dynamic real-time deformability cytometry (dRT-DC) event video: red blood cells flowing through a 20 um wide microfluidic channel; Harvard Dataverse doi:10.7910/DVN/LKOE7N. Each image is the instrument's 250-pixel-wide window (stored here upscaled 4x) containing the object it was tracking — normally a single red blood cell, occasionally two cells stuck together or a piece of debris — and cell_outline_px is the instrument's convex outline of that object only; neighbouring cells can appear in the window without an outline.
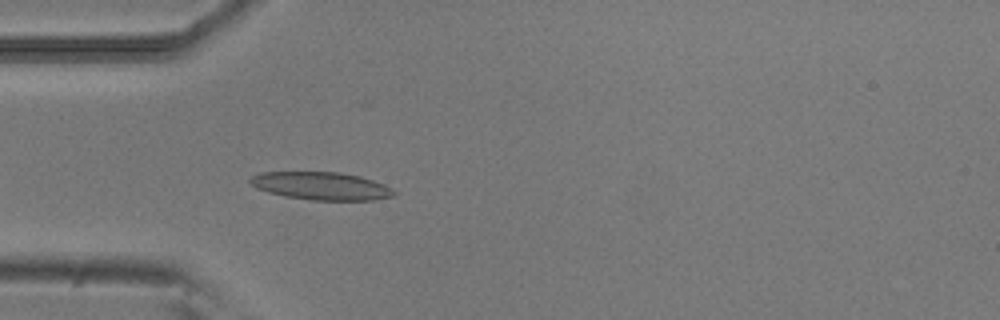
{"species": "common noctule bat (a hibernating species)", "species_latin": "Nyctalus noctula", "temperature_condition": "room temperature", "stored_images_in_passage": 4, "camera_frame_rate_fps": 3000, "um_per_image_px": 0.085, "animal": {"sex": "male", "body_mass_g": 20.5, "forearm_length_mm": 52.5}, "frame": {"image": 1, "passage_image": 1, "time_ms": 0.0, "image_size_px": [1000, 320], "cell_outline_px": [[396, 196], [372, 200], [312, 200], [284, 196], [268, 192], [252, 184], [248, 180], [252, 176], [260, 172], [340, 172], [360, 176], [384, 184], [392, 188], [396, 192]], "centroid_in_image_um": [27.35, 15.8], "position_along_channel_um": 57.7, "area_um2": 23.29}}
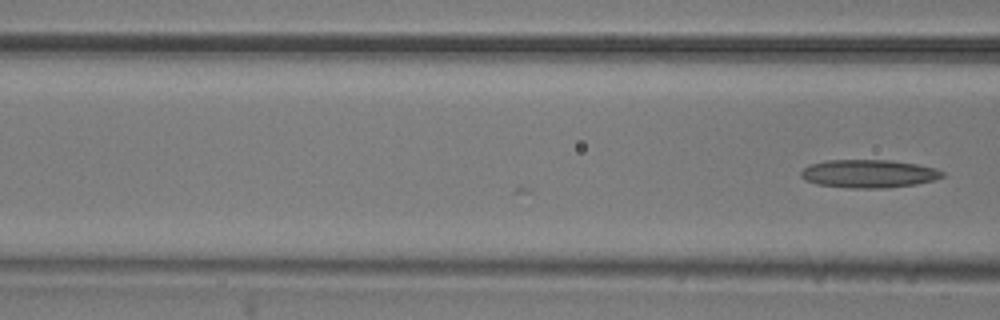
{"frame": {"image": 2, "passage_image": 4, "time_ms": 1.0, "image_size_px": [1000, 320], "cell_outline_px": [[944, 176], [936, 180], [916, 184], [884, 188], [852, 188], [816, 184], [804, 180], [800, 176], [800, 172], [804, 168], [812, 164], [828, 160], [892, 160], [916, 164], [936, 168], [944, 172]], "centroid_in_image_um": [73.86, 14.76], "position_along_channel_um": 92.7, "area_um2": 23.24}}